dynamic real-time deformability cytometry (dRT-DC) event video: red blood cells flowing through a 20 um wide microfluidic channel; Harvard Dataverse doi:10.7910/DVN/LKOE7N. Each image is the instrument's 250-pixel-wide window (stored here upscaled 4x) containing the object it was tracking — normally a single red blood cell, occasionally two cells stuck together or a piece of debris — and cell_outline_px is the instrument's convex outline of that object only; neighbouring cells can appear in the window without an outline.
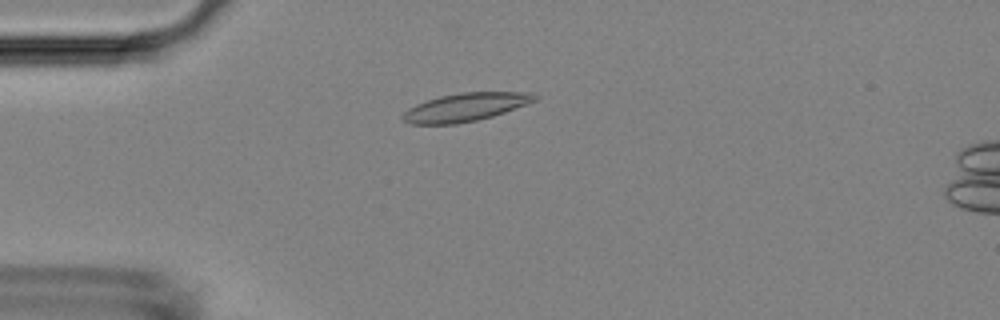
{"species": "Egyptian fruit bat (a non-hibernating species)", "species_latin": "Rousettus aegyptiacus", "temperature_condition": "room temperature", "stored_images_in_passage": 54, "camera_frame_rate_fps": 3000, "um_per_image_px": 0.085, "animal": {"sex": "female"}, "frame": {"image": 1, "passage_image": 14, "time_ms": 4.333, "image_size_px": [1000, 320], "cell_outline_px": [[540, 96], [536, 100], [528, 104], [492, 116], [476, 120], [456, 124], [408, 124], [400, 116], [408, 108], [416, 104], [440, 96], [460, 92], [536, 92]], "centroid_in_image_um": [39.59, 9.1], "position_along_channel_um": 45.4, "area_um2": 21.79}}
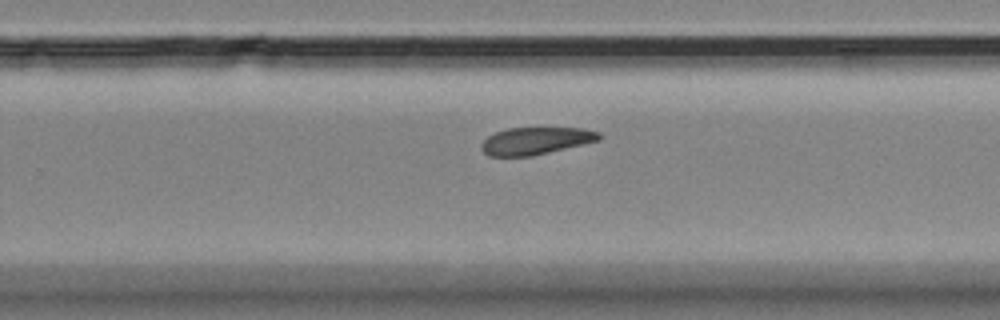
{"frame": {"image": 2, "passage_image": 35, "time_ms": 11.333, "image_size_px": [1000, 320], "cell_outline_px": [[604, 136], [600, 140], [584, 144], [532, 156], [488, 156], [480, 148], [480, 144], [488, 136], [496, 132], [508, 128], [584, 128], [600, 132]], "centroid_in_image_um": [45.56, 11.97], "position_along_channel_um": 284.2, "area_um2": 18.84}}
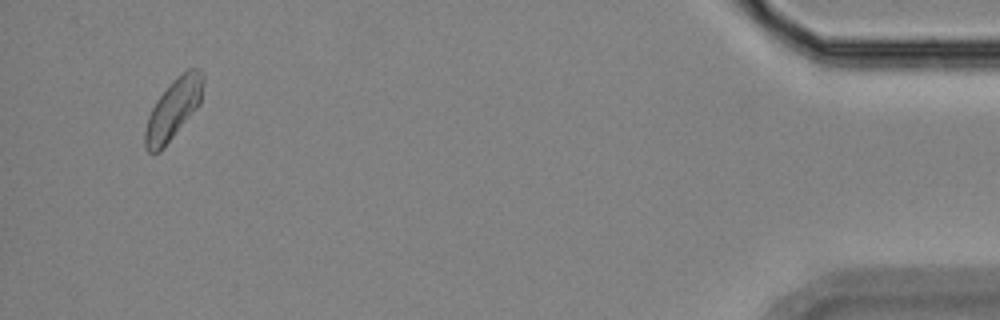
{"frame": {"image": 3, "passage_image": 52, "time_ms": 17.0, "image_size_px": [1000, 320], "cell_outline_px": [[204, 84], [200, 104], [164, 148], [160, 152], [148, 152], [144, 144], [144, 132], [148, 116], [156, 100], [172, 80], [176, 76], [188, 68], [200, 68], [204, 72]], "centroid_in_image_um": [14.75, 9.24], "position_along_channel_um": 420.5, "area_um2": 20.63}, "authors_computed_cell_mechanics": {"area_um2": 20.2589, "velocity_mm_per_s": 3.6803, "shape_relaxation_time_tau1_ms": 2.9662, "shape_relaxation_time_tau2_ms": 9.1811, "deformation_change_tau1": 0.0917, "deformation_change_tau2": 0.1362}}